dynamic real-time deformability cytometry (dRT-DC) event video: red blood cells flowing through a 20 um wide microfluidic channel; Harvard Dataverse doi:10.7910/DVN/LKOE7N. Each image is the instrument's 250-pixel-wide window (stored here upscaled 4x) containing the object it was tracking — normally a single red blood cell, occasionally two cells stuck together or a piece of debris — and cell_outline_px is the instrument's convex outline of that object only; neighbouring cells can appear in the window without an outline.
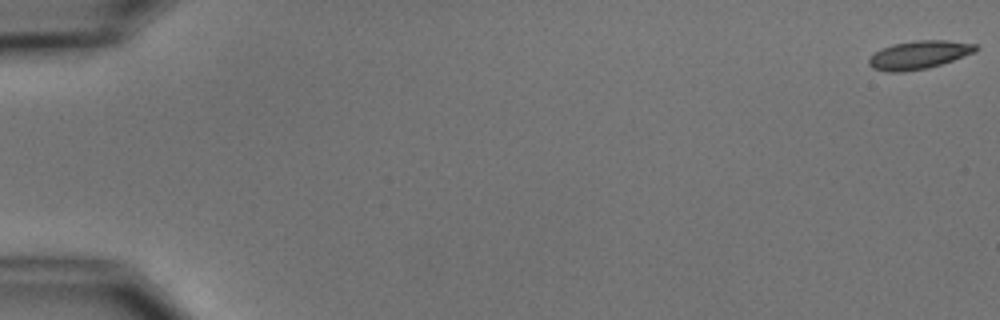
{"species": "common noctule bat (a hibernating species)", "species_latin": "Nyctalus noctula", "temperature_condition": "cold", "stored_images_in_passage": 7, "camera_frame_rate_fps": 3000, "um_per_image_px": 0.085, "animal": {"sex": "male", "body_mass_g": 15.6}, "frame": {"image": 1, "passage_image": 1, "time_ms": 0.0, "image_size_px": [1000, 320], "cell_outline_px": [[980, 48], [976, 52], [928, 68], [900, 72], [888, 72], [872, 68], [868, 64], [868, 60], [876, 52], [892, 44], [916, 40], [944, 40], [976, 44]], "centroid_in_image_um": [78.13, 4.66], "position_along_channel_um": 6.9, "area_um2": 17.46}}